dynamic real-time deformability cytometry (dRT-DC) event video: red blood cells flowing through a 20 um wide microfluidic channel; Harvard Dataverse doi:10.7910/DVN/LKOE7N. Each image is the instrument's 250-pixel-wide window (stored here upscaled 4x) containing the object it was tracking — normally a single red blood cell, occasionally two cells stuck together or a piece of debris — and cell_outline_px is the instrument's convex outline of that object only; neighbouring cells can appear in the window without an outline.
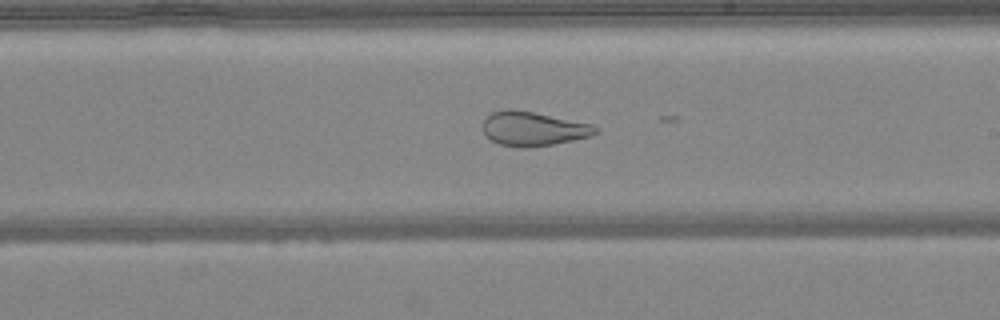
{"species": "common noctule bat (a hibernating species)", "species_latin": "Nyctalus noctula", "temperature_condition": "warm", "stored_images_in_passage": 48, "camera_frame_rate_fps": 3000, "um_per_image_px": 0.085, "animal": {"sex": "female", "body_mass_g": 24.6, "forearm_length_mm": 56.2}, "frame": {"image": 1, "passage_image": 28, "time_ms": 9.0, "image_size_px": [1000, 320], "cell_outline_px": [[600, 132], [592, 136], [552, 144], [524, 148], [520, 148], [500, 144], [492, 140], [484, 132], [484, 120], [492, 112], [508, 108], [532, 112], [592, 124], [600, 128]], "centroid_in_image_um": [45.37, 10.94], "position_along_channel_um": 243.6, "area_um2": 22.25}}
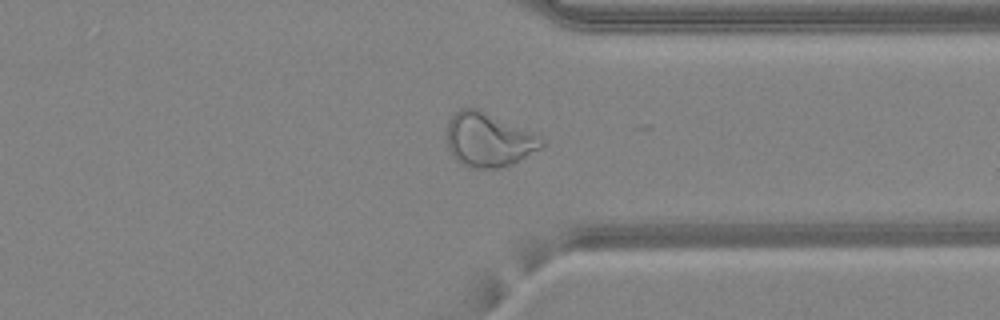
{"frame": {"image": 2, "passage_image": 37, "time_ms": 12.0, "image_size_px": [1000, 320], "cell_outline_px": [[544, 148], [512, 164], [500, 168], [468, 168], [460, 164], [452, 156], [448, 148], [448, 120], [460, 108], [476, 108], [532, 132], [540, 136], [544, 140]], "centroid_in_image_um": [41.54, 11.91], "position_along_channel_um": 369.9, "area_um2": 29.88}}
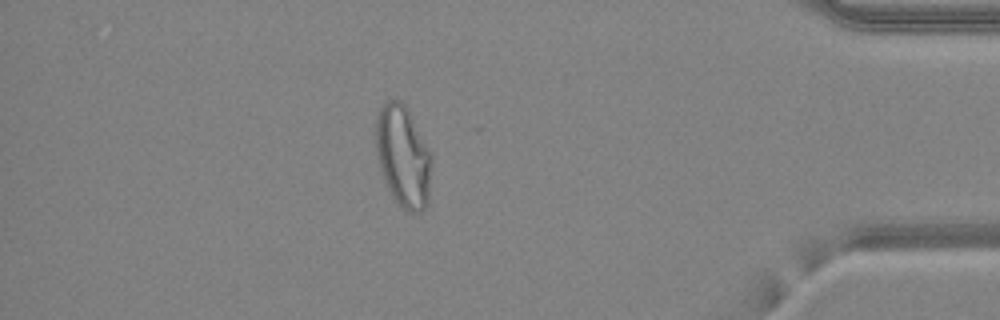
{"frame": {"image": 3, "passage_image": 42, "time_ms": 13.667, "image_size_px": [1000, 320], "cell_outline_px": [[432, 160], [428, 204], [420, 212], [408, 212], [392, 196], [384, 180], [376, 156], [376, 116], [380, 108], [388, 100], [400, 100], [408, 108], [432, 152]], "centroid_in_image_um": [34.28, 13.27], "position_along_channel_um": 400.9, "area_um2": 33.35}}